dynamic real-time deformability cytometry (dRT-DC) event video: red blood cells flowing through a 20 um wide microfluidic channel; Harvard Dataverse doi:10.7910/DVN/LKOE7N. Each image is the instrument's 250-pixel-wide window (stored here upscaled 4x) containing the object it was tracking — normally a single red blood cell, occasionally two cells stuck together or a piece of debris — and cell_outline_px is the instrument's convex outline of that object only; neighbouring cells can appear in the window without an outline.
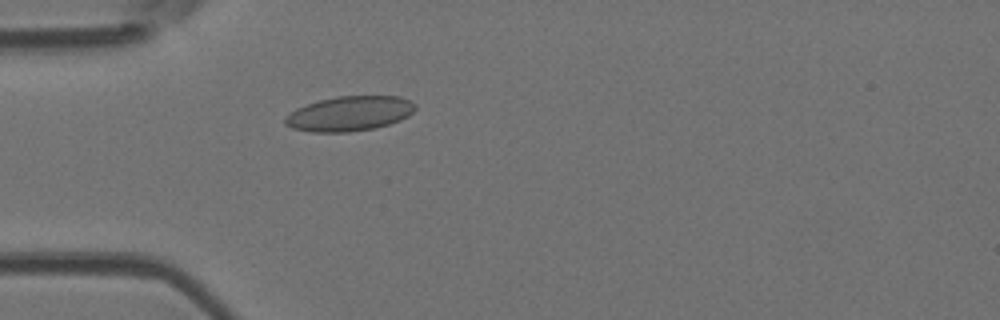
{"species": "Egyptian fruit bat (a non-hibernating species)", "species_latin": "Rousettus aegyptiacus", "temperature_condition": "room temperature", "stored_images_in_passage": 10, "camera_frame_rate_fps": 3000, "um_per_image_px": 0.085, "animal": {"sex": "female"}, "frame": {"image": 1, "passage_image": 6, "time_ms": 1.667, "image_size_px": [1000, 320], "cell_outline_px": [[416, 108], [408, 116], [400, 120], [376, 128], [348, 132], [312, 132], [292, 128], [284, 124], [284, 116], [296, 108], [320, 100], [336, 96], [400, 96], [416, 104]], "centroid_in_image_um": [29.69, 9.66], "position_along_channel_um": 55.3, "area_um2": 26.47}}
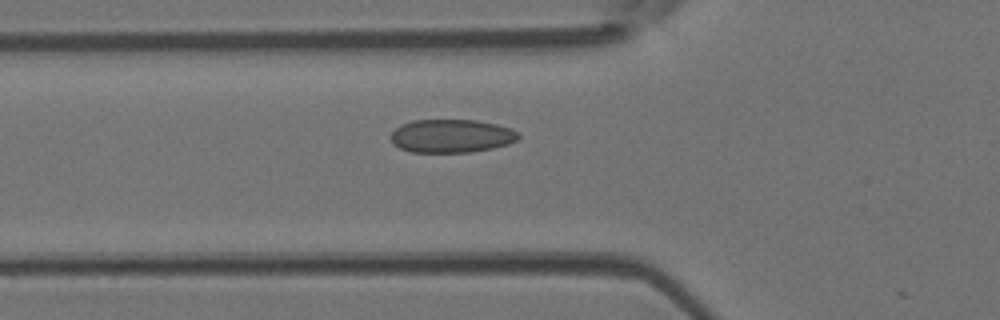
{"frame": {"image": 2, "passage_image": 9, "time_ms": 2.667, "image_size_px": [1000, 320], "cell_outline_px": [[520, 136], [516, 140], [508, 144], [492, 148], [472, 152], [412, 152], [400, 148], [392, 144], [392, 132], [400, 124], [412, 120], [476, 120], [496, 124], [512, 128]], "centroid_in_image_um": [38.36, 11.55], "position_along_channel_um": 87.4, "area_um2": 24.8}}